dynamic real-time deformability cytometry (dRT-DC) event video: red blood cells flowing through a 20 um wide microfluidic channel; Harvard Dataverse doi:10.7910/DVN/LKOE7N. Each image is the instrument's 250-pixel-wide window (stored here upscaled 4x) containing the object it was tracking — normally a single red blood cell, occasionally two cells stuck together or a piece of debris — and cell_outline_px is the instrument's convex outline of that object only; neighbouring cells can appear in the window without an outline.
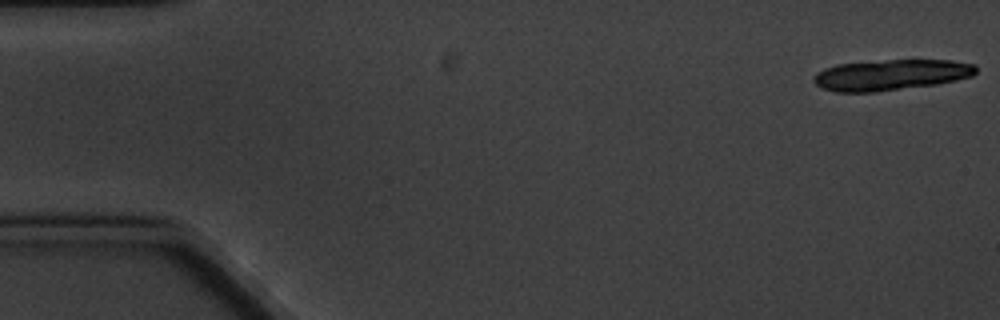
{"species": "common noctule bat (a hibernating species)", "species_latin": "Nyctalus noctula", "temperature_condition": "cold", "stored_images_in_passage": 8, "camera_frame_rate_fps": 3000, "um_per_image_px": 0.085, "animal": {"sex": "male", "body_mass_g": 20.1, "forearm_length_mm": 53.5}, "frame": {"image": 1, "passage_image": 1, "time_ms": 0.0, "image_size_px": [1000, 320], "cell_outline_px": [[976, 72], [972, 76], [956, 80], [936, 84], [876, 92], [836, 92], [820, 88], [812, 80], [812, 76], [816, 72], [824, 68], [836, 64], [888, 60], [952, 60], [976, 64]], "centroid_in_image_um": [75.69, 6.36], "position_along_channel_um": 9.3, "area_um2": 29.3}}
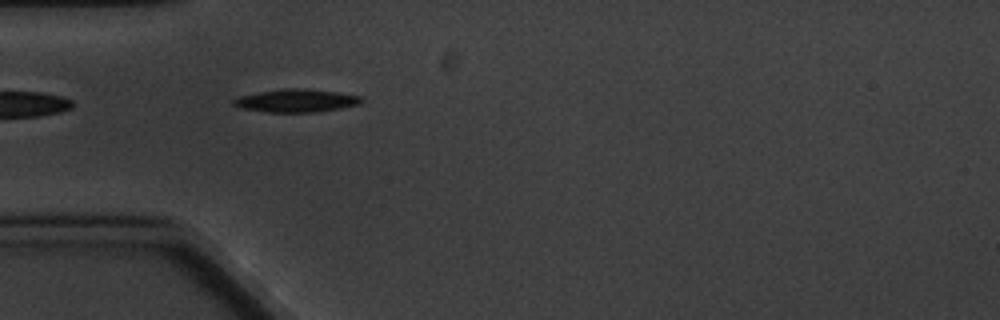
{"frame": {"image": 2, "passage_image": 6, "time_ms": 5.667, "image_size_px": [1000, 320], "cell_outline_px": [[364, 100], [360, 104], [320, 112], [268, 112], [240, 108], [232, 104], [232, 100], [236, 96], [256, 92], [280, 88], [296, 88], [336, 92], [360, 96]], "centroid_in_image_um": [25.12, 8.55], "position_along_channel_um": 59.9, "area_um2": 17.28}}